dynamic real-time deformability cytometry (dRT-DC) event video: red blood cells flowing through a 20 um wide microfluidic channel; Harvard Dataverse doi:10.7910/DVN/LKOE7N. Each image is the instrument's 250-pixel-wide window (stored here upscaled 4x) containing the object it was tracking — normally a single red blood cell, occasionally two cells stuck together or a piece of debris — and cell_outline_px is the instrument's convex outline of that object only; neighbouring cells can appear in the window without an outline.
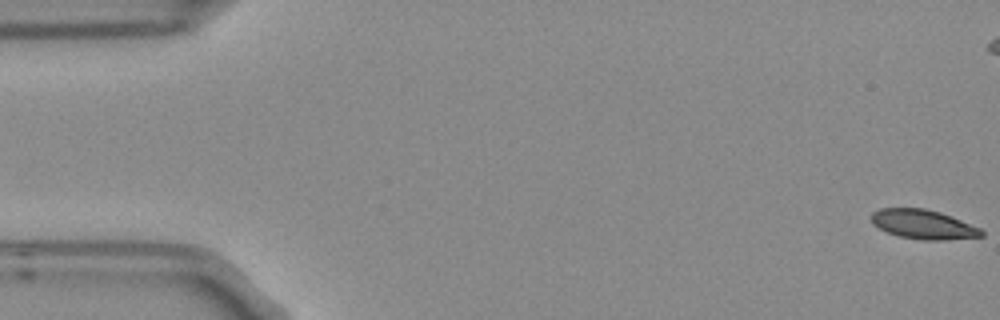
{"species": "Egyptian fruit bat (a non-hibernating species)", "species_latin": "Rousettus aegyptiacus", "temperature_condition": "room temperature", "stored_images_in_passage": 6, "camera_frame_rate_fps": 3000, "um_per_image_px": 0.085, "frame": {"image": 1, "passage_image": 1, "time_ms": 0.0, "image_size_px": [1000, 320], "cell_outline_px": [[984, 236], [944, 240], [924, 240], [900, 236], [888, 232], [872, 224], [872, 212], [880, 208], [924, 208], [940, 212], [952, 216], [980, 228], [984, 232]], "centroid_in_image_um": [78.5, 19.06], "position_along_channel_um": 6.5, "area_um2": 18.73}}